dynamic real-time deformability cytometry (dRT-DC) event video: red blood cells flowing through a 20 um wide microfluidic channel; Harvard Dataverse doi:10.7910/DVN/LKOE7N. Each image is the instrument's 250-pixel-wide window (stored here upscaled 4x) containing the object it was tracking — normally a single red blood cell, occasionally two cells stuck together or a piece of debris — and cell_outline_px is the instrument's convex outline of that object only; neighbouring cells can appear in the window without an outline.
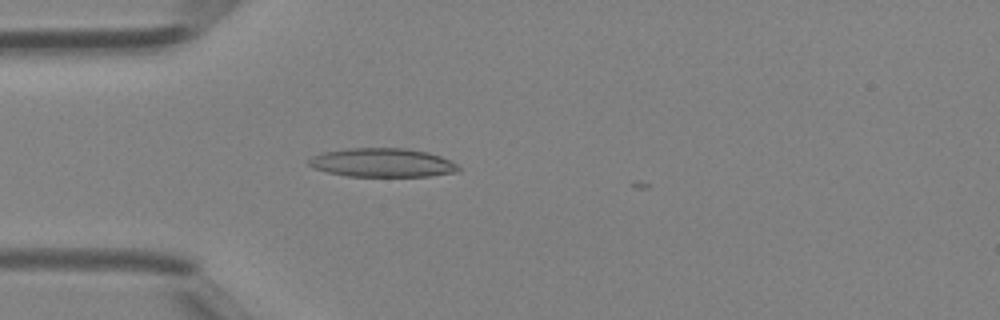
{"species": "Egyptian fruit bat (a non-hibernating species)", "species_latin": "Rousettus aegyptiacus", "temperature_condition": "room temperature", "stored_images_in_passage": 4, "camera_frame_rate_fps": 3000, "um_per_image_px": 0.085, "animal": {"sex": "female"}, "frame": {"image": 1, "passage_image": 1, "time_ms": 0.0, "image_size_px": [1000, 320], "cell_outline_px": [[460, 172], [428, 176], [348, 176], [328, 172], [312, 168], [308, 164], [308, 160], [312, 156], [324, 152], [348, 148], [408, 148], [428, 152], [440, 156], [456, 164], [460, 168]], "centroid_in_image_um": [32.5, 13.82], "position_along_channel_um": 52.5, "area_um2": 25.14}}